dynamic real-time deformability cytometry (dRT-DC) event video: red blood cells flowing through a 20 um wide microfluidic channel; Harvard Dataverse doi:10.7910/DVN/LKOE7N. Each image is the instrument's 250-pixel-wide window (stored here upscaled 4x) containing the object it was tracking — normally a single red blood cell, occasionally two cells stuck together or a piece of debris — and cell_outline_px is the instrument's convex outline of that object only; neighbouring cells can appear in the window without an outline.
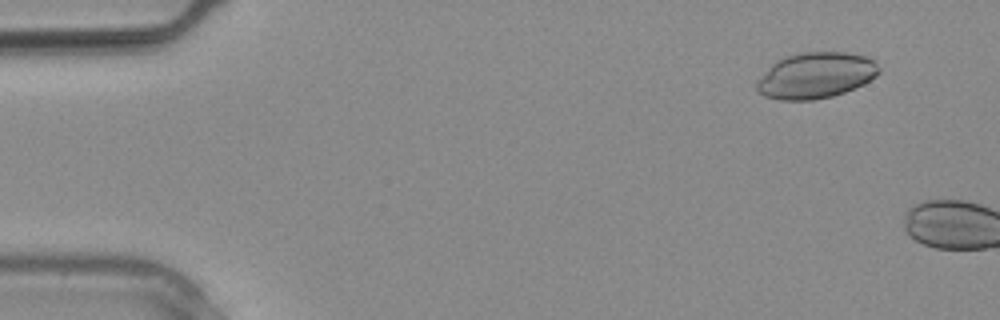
{"species": "common noctule bat (a hibernating species)", "species_latin": "Nyctalus noctula", "temperature_condition": "warm", "stored_images_in_passage": 4, "camera_frame_rate_fps": 3000, "um_per_image_px": 0.085, "animal": {"sex": "male", "body_mass_g": 20.4}, "frame": {"image": 1, "passage_image": 3, "time_ms": 0.667, "image_size_px": [1000, 320], "cell_outline_px": [[880, 72], [876, 76], [864, 84], [844, 92], [832, 96], [812, 100], [780, 100], [764, 96], [756, 92], [756, 80], [776, 60], [800, 52], [844, 52], [864, 56], [872, 60], [880, 68]], "centroid_in_image_um": [69.3, 6.42], "position_along_channel_um": 15.7, "area_um2": 32.77}}